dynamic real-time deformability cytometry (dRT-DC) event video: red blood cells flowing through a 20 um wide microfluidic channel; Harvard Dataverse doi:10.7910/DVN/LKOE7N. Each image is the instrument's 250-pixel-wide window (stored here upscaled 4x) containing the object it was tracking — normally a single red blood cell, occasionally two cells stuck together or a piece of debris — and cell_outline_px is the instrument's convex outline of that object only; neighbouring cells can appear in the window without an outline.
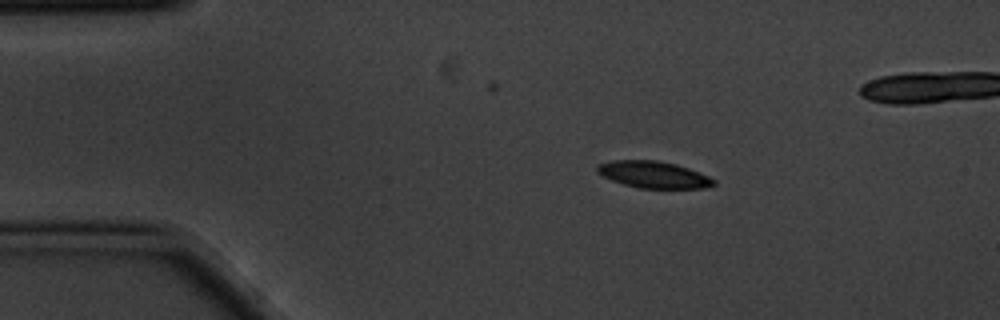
{"species": "common noctule bat (a hibernating species)", "species_latin": "Nyctalus noctula", "temperature_condition": "cold", "stored_images_in_passage": 6, "camera_frame_rate_fps": 3000, "um_per_image_px": 0.085, "animal": {"sex": "male", "body_mass_g": 20.1, "forearm_length_mm": 53.5}, "frame": {"image": 1, "passage_image": 2, "time_ms": 0.333, "image_size_px": [1000, 320], "cell_outline_px": [[716, 184], [704, 188], [640, 188], [624, 184], [612, 180], [596, 172], [596, 168], [600, 164], [612, 160], [656, 160], [676, 164], [688, 168], [708, 176], [716, 180]], "centroid_in_image_um": [55.56, 14.84], "position_along_channel_um": 29.4, "area_um2": 18.03}}